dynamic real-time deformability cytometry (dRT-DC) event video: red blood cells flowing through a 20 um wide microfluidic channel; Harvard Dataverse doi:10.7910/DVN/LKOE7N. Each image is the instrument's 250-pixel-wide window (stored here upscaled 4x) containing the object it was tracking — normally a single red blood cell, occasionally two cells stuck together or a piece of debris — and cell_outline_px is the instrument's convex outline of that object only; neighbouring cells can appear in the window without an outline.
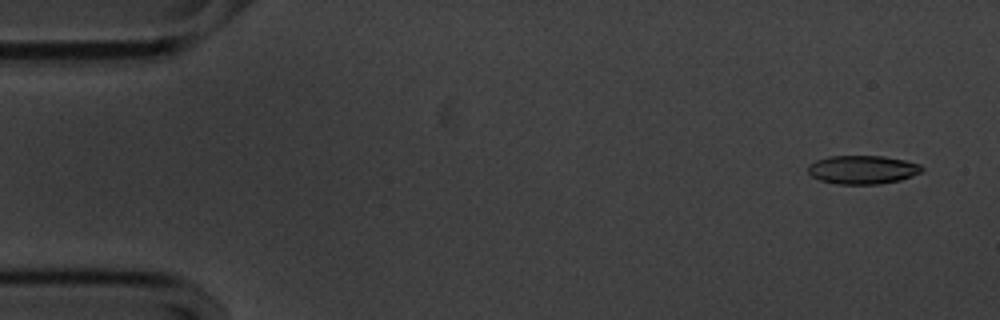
{"species": "common noctule bat (a hibernating species)", "species_latin": "Nyctalus noctula", "temperature_condition": "cold", "stored_images_in_passage": 53, "camera_frame_rate_fps": 3000, "um_per_image_px": 0.085, "animal": {"sex": "male", "body_mass_g": 20.1, "forearm_length_mm": 53.5}, "frame": {"image": 1, "passage_image": 1, "time_ms": 0.0, "image_size_px": [1000, 320], "cell_outline_px": [[924, 168], [920, 172], [912, 176], [900, 180], [880, 184], [836, 184], [820, 180], [812, 176], [808, 172], [808, 164], [816, 160], [828, 156], [884, 156], [904, 160], [920, 164]], "centroid_in_image_um": [73.3, 14.42], "position_along_channel_um": 11.7, "area_um2": 19.02}}
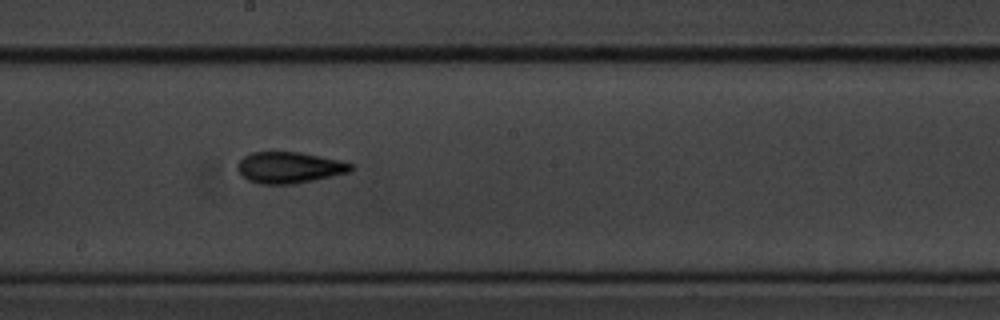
{"frame": {"image": 2, "passage_image": 28, "time_ms": 9.0, "image_size_px": [1000, 320], "cell_outline_px": [[352, 168], [348, 172], [332, 176], [296, 184], [260, 184], [248, 180], [236, 168], [240, 160], [244, 156], [252, 152], [300, 152], [340, 160], [352, 164]], "centroid_in_image_um": [24.58, 14.24], "position_along_channel_um": 223.6, "area_um2": 20.52}}
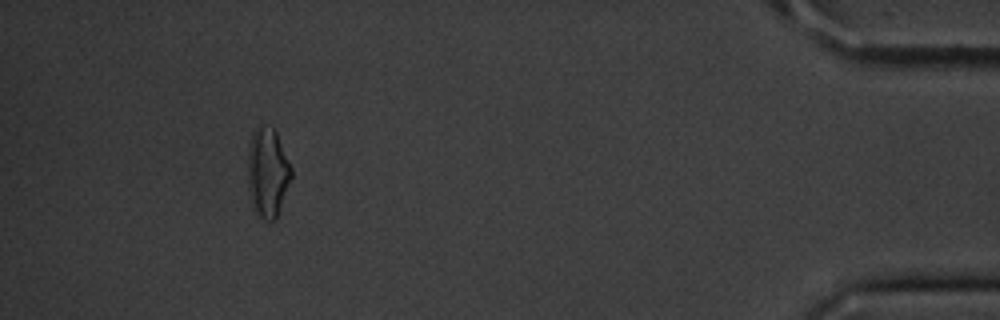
{"frame": {"image": 3, "passage_image": 49, "time_ms": 16.0, "image_size_px": [1000, 320], "cell_outline_px": [[292, 176], [276, 220], [264, 220], [252, 208], [248, 184], [248, 152], [252, 132], [256, 124], [272, 128], [276, 132], [292, 168]], "centroid_in_image_um": [22.74, 14.66], "position_along_channel_um": 412.5, "area_um2": 22.72}, "authors_computed_cell_mechanics": {"area_um2": 19.652, "velocity_mm_per_s": 3.5856, "shape_relaxation_time_tau1_ms": 4.1393, "shape_relaxation_time_tau2_ms": 2.6126, "deformation_change_tau1": 0.1453, "deformation_change_tau2": 0.1086}}